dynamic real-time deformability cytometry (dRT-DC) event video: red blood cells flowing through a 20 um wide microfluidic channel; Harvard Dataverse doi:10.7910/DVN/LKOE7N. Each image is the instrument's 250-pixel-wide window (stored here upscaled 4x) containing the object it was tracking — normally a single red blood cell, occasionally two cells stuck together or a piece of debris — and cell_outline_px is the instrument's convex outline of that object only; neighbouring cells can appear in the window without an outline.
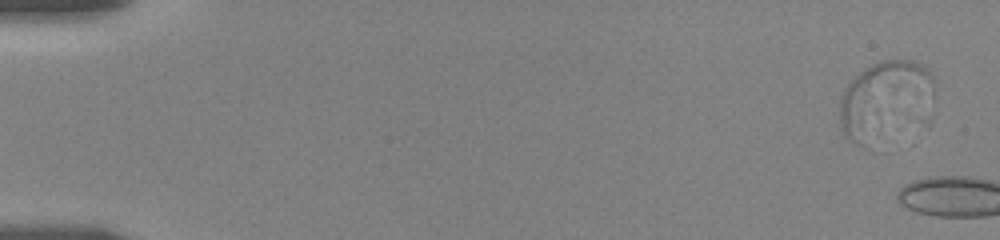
{"species": "human", "species_latin": "Homo sapiens", "temperature_condition": "room temperature", "stored_images_in_passage": 5, "camera_frame_rate_fps": 3000, "um_per_image_px": 0.085, "donor": {"sex": "female"}, "frame": {"image": 1, "passage_image": 1, "time_ms": 0.0, "image_size_px": [1000, 240], "cell_outline_px": [[936, 100], [872, 152], [868, 152], [844, 136], [840, 128], [840, 96], [848, 84], [864, 68], [880, 60], [912, 60], [928, 68], [936, 80]], "centroid_in_image_um": [75.2, 8.57], "position_along_channel_um": 9.8, "area_um2": 44.51}}